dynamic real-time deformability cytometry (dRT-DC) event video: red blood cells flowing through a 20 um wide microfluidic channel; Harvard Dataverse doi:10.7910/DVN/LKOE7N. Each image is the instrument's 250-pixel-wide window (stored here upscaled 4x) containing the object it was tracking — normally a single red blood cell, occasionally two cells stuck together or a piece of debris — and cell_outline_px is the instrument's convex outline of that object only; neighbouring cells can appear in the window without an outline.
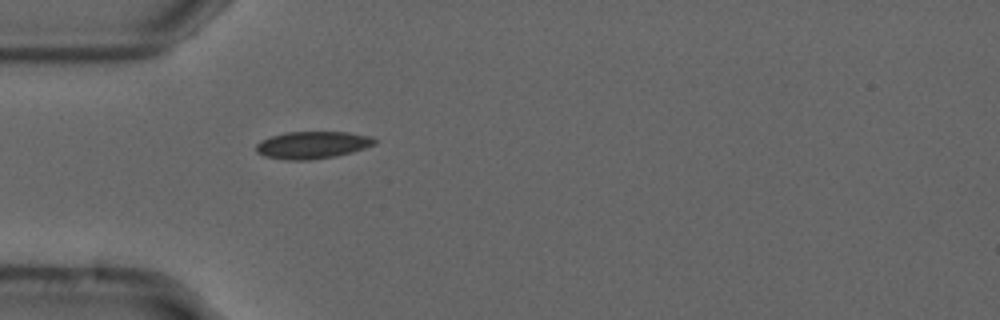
{"species": "common noctule bat (a hibernating species)", "species_latin": "Nyctalus noctula", "temperature_condition": "cold", "stored_images_in_passage": 40, "camera_frame_rate_fps": 3000, "um_per_image_px": 0.085, "animal": {"sex": "male", "forearm_length_mm": 52.5}, "frame": {"image": 1, "passage_image": 1, "time_ms": 0.0, "image_size_px": [1000, 320], "cell_outline_px": [[376, 144], [352, 152], [336, 156], [308, 160], [288, 160], [264, 156], [256, 152], [256, 144], [260, 140], [284, 132], [348, 132], [372, 136], [376, 140]], "centroid_in_image_um": [26.55, 12.32], "position_along_channel_um": 58.4, "area_um2": 18.9}}
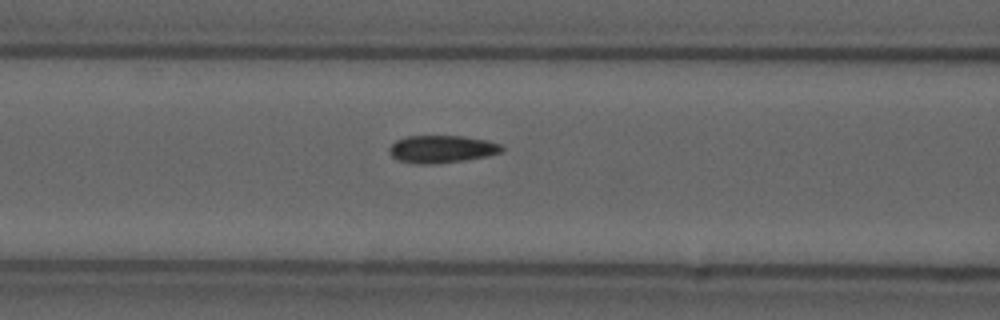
{"frame": {"image": 2, "passage_image": 7, "time_ms": 2.0, "image_size_px": [1000, 320], "cell_outline_px": [[504, 148], [500, 152], [484, 156], [464, 160], [432, 164], [420, 164], [400, 160], [392, 156], [388, 152], [388, 148], [396, 140], [408, 136], [464, 136], [488, 140], [500, 144]], "centroid_in_image_um": [37.53, 12.66], "position_along_channel_um": 129.1, "area_um2": 17.86}}
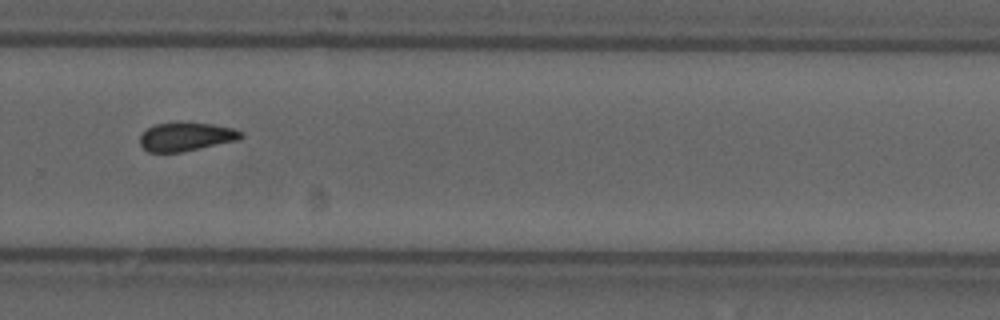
{"frame": {"image": 3, "passage_image": 22, "time_ms": 7.0, "image_size_px": [1000, 320], "cell_outline_px": [[244, 136], [240, 140], [180, 152], [148, 152], [140, 144], [140, 136], [148, 128], [156, 124], [212, 124], [232, 128], [244, 132]], "centroid_in_image_um": [15.86, 11.65], "position_along_channel_um": 313.9, "area_um2": 16.42}, "authors_computed_cell_mechanics": {"area_um2": 17.2533, "velocity_mm_per_s": 3.7116, "shape_relaxation_time_tau1_ms": 4.2828, "shape_relaxation_time_tau2_ms": 2.6438, "deformation_change_tau1": 0.0971, "deformation_change_tau2": 0.0694}}